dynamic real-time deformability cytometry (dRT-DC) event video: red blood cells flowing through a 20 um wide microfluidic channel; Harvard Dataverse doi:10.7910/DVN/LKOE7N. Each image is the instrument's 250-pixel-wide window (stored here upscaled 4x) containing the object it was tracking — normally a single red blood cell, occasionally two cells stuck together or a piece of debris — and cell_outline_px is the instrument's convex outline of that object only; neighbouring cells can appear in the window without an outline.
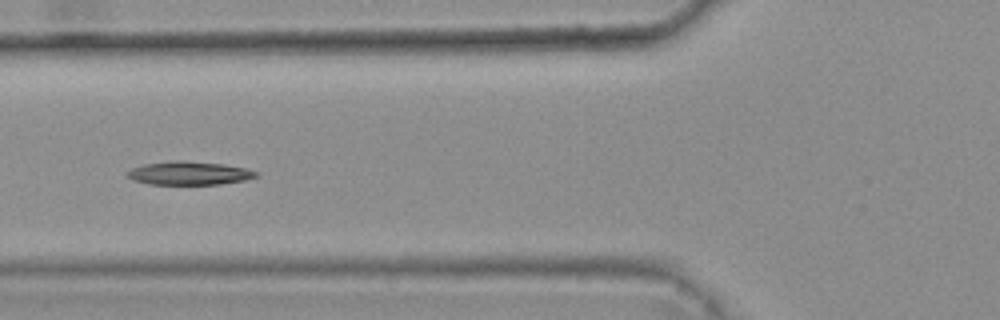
{"species": "common noctule bat (a hibernating species)", "species_latin": "Nyctalus noctula", "temperature_condition": "warm", "stored_images_in_passage": 6, "camera_frame_rate_fps": 3000, "um_per_image_px": 0.085, "animal": {"sex": "female", "body_mass_g": 25.1}, "frame": {"image": 1, "passage_image": 5, "time_ms": 1.333, "image_size_px": [1000, 320], "cell_outline_px": [[260, 176], [244, 180], [220, 184], [148, 184], [132, 180], [124, 176], [124, 172], [132, 168], [144, 164], [172, 160], [180, 160], [224, 164], [248, 168], [260, 172]], "centroid_in_image_um": [16.07, 14.71], "position_along_channel_um": 109.7, "area_um2": 17.92}}
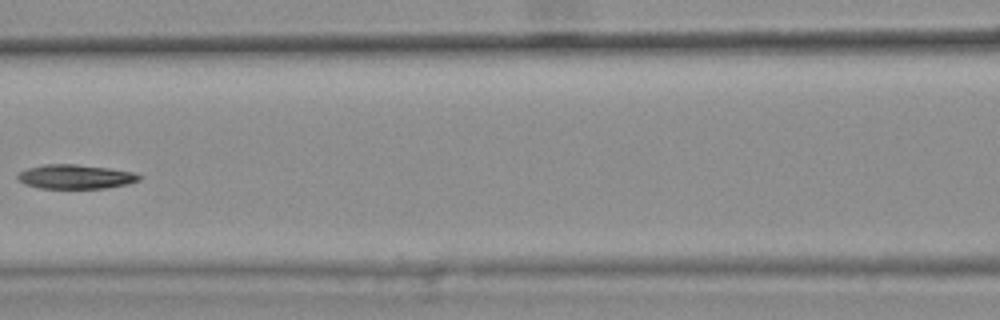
{"frame": {"image": 2, "passage_image": 6, "time_ms": 1.667, "image_size_px": [1000, 320], "cell_outline_px": [[144, 176], [140, 180], [128, 184], [104, 188], [40, 188], [24, 184], [16, 180], [16, 176], [20, 172], [28, 168], [44, 164], [76, 164], [108, 168], [132, 172]], "centroid_in_image_um": [6.4, 15.02], "position_along_channel_um": 160.2, "area_um2": 17.22}}